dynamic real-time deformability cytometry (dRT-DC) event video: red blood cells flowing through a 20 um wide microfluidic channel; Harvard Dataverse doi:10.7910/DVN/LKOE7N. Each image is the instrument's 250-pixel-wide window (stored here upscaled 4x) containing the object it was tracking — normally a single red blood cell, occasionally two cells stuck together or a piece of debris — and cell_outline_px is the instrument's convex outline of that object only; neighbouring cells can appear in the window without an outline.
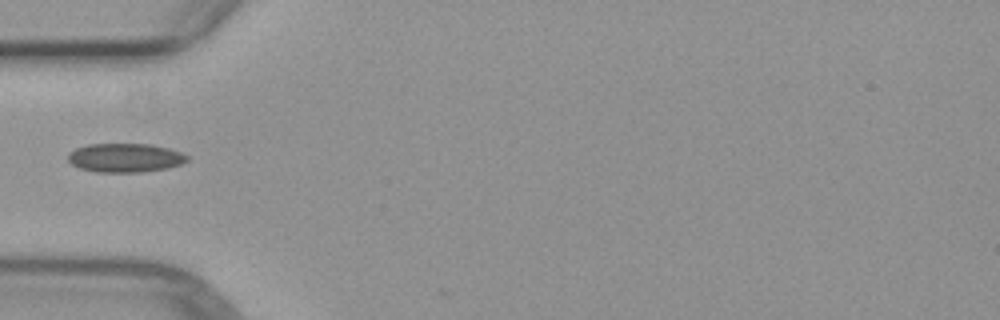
{"species": "common noctule bat (a hibernating species)", "species_latin": "Nyctalus noctula", "temperature_condition": "warm", "stored_images_in_passage": 4, "camera_frame_rate_fps": 3000, "um_per_image_px": 0.085, "animal": {"sex": "female", "body_mass_g": 29.2, "forearm_length_mm": 56.3}, "frame": {"image": 1, "passage_image": 4, "time_ms": 4.333, "image_size_px": [1000, 320], "cell_outline_px": [[188, 160], [180, 164], [168, 168], [140, 172], [96, 172], [80, 168], [72, 164], [68, 160], [68, 152], [76, 148], [88, 144], [152, 144], [168, 148], [180, 152], [188, 156]], "centroid_in_image_um": [10.62, 13.41], "position_along_channel_um": 74.4, "area_um2": 20.06}}